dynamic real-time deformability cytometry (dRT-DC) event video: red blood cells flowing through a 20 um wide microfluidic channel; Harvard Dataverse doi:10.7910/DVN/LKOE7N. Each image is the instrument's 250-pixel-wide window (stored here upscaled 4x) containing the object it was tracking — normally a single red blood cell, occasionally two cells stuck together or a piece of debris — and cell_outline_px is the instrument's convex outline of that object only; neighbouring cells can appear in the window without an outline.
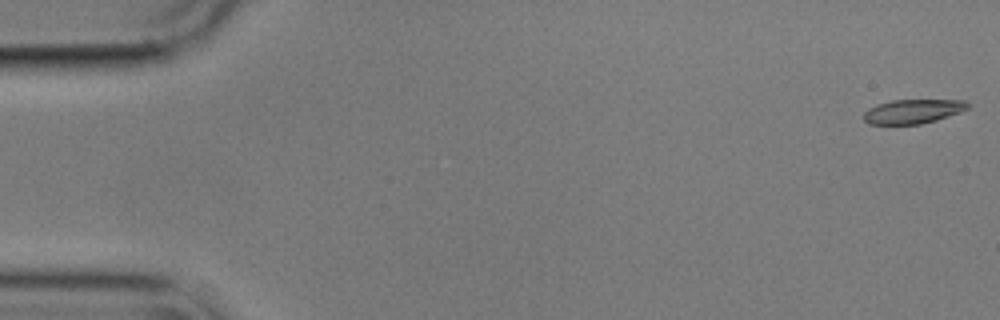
{"species": "common noctule bat (a hibernating species)", "species_latin": "Nyctalus noctula", "temperature_condition": "cold", "stored_images_in_passage": 55, "camera_frame_rate_fps": 3000, "um_per_image_px": 0.085, "animal": {"sex": "male", "body_mass_g": 17.9}, "frame": {"image": 1, "passage_image": 1, "time_ms": 0.0, "image_size_px": [1000, 320], "cell_outline_px": [[968, 108], [960, 112], [936, 120], [920, 124], [868, 124], [864, 120], [864, 112], [868, 108], [876, 104], [892, 100], [964, 100], [968, 104]], "centroid_in_image_um": [77.56, 9.46], "position_along_channel_um": 7.4, "area_um2": 14.62}}
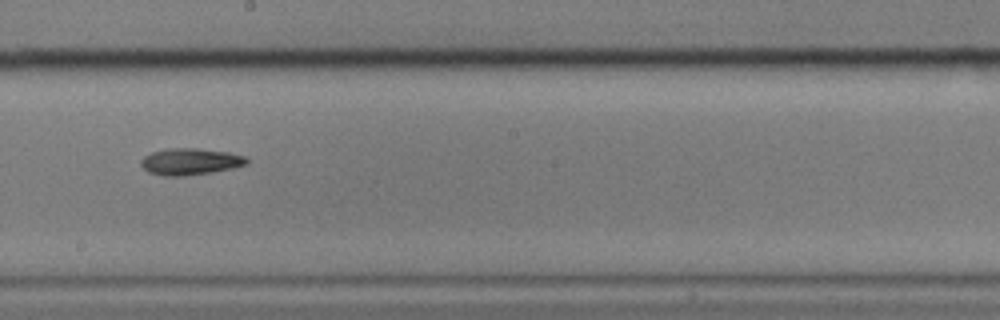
{"frame": {"image": 2, "passage_image": 31, "time_ms": 10.0, "image_size_px": [1000, 320], "cell_outline_px": [[248, 164], [232, 168], [212, 172], [184, 176], [164, 176], [148, 172], [140, 164], [140, 160], [144, 156], [152, 152], [168, 148], [196, 148], [228, 152], [244, 156], [248, 160]], "centroid_in_image_um": [16.15, 13.73], "position_along_channel_um": 232.0, "area_um2": 16.42}}
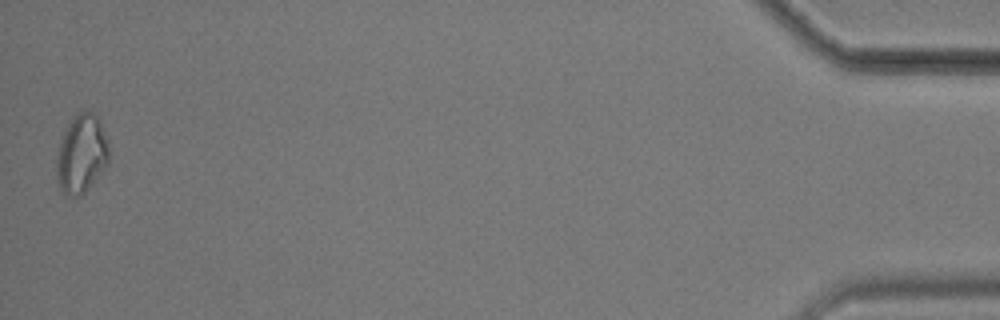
{"frame": {"image": 3, "passage_image": 55, "time_ms": 18.0, "image_size_px": [1000, 320], "cell_outline_px": [[108, 164], [92, 184], [80, 196], [68, 196], [60, 188], [56, 176], [56, 160], [64, 128], [76, 112], [80, 108], [92, 112], [100, 120], [108, 140]], "centroid_in_image_um": [6.92, 13.03], "position_along_channel_um": 428.3, "area_um2": 24.28}, "authors_computed_cell_mechanics": {"area_um2": 16.2996, "velocity_mm_per_s": 3.5857, "shape_relaxation_time_tau1_ms": 2.6002, "shape_relaxation_time_tau2_ms": null, "deformation_change_tau1": 0.1173, "deformation_change_tau2": null}}